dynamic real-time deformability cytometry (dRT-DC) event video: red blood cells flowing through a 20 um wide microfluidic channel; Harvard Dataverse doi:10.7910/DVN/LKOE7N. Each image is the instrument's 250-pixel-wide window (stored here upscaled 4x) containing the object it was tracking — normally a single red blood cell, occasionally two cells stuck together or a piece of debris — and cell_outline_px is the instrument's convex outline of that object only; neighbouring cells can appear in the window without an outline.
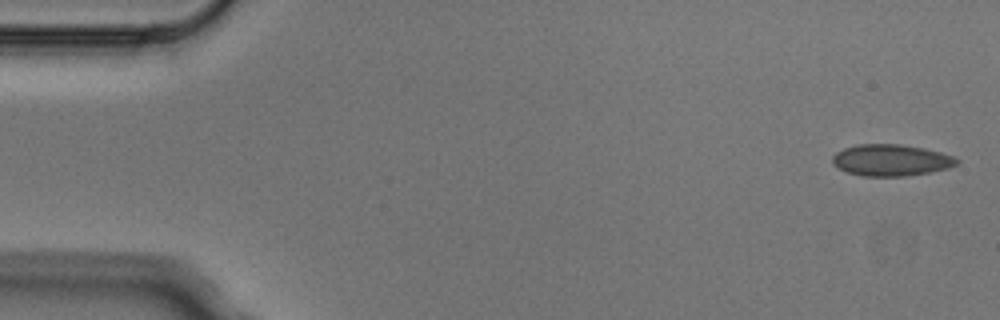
{"species": "Egyptian fruit bat (a non-hibernating species)", "species_latin": "Rousettus aegyptiacus", "temperature_condition": "cold", "stored_images_in_passage": 5, "camera_frame_rate_fps": 3000, "um_per_image_px": 0.085, "animal": {"sex": "male"}, "frame": {"image": 1, "passage_image": 1, "time_ms": 0.0, "image_size_px": [1000, 320], "cell_outline_px": [[960, 164], [948, 168], [928, 172], [904, 176], [860, 176], [848, 172], [832, 164], [832, 156], [836, 152], [844, 148], [856, 144], [900, 144], [924, 148], [940, 152], [952, 156], [960, 160]], "centroid_in_image_um": [75.73, 13.61], "position_along_channel_um": 9.3, "area_um2": 22.89}}
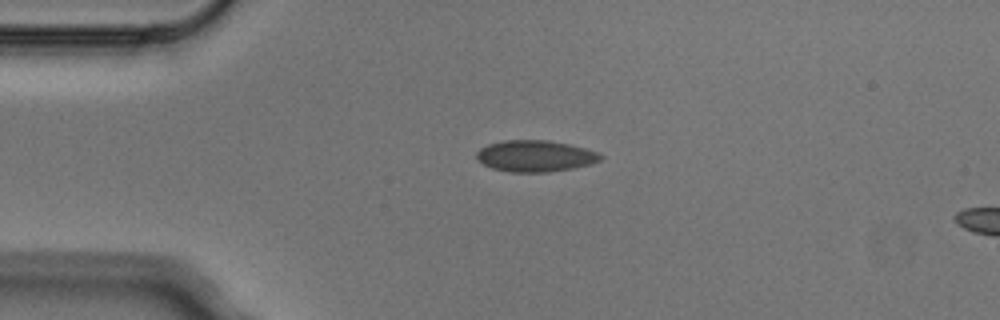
{"frame": {"image": 2, "passage_image": 4, "time_ms": 1.0, "image_size_px": [1000, 320], "cell_outline_px": [[604, 156], [600, 160], [588, 164], [572, 168], [548, 172], [512, 172], [492, 168], [476, 160], [476, 152], [480, 148], [488, 144], [504, 140], [548, 140], [568, 144], [584, 148], [596, 152]], "centroid_in_image_um": [45.45, 13.26], "position_along_channel_um": 39.6, "area_um2": 22.54}}